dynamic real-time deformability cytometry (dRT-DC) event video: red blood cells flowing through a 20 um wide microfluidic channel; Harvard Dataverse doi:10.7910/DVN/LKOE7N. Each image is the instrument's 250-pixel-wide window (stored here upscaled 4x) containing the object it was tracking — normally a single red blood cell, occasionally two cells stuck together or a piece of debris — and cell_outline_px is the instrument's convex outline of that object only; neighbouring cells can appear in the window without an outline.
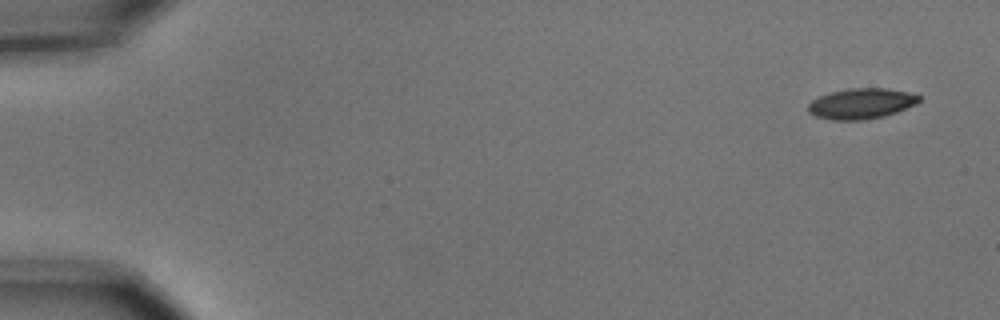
{"species": "common noctule bat (a hibernating species)", "species_latin": "Nyctalus noctula", "temperature_condition": "cold", "stored_images_in_passage": 6, "camera_frame_rate_fps": 3000, "um_per_image_px": 0.085, "animal": {"sex": "male", "body_mass_g": 15.6}, "frame": {"image": 1, "passage_image": 1, "time_ms": 0.0, "image_size_px": [1000, 320], "cell_outline_px": [[920, 100], [916, 104], [896, 112], [884, 116], [860, 120], [832, 120], [816, 116], [808, 112], [808, 104], [812, 100], [820, 96], [832, 92], [848, 88], [888, 88], [908, 92], [920, 96]], "centroid_in_image_um": [73.21, 8.8], "position_along_channel_um": 11.8, "area_um2": 19.65}}
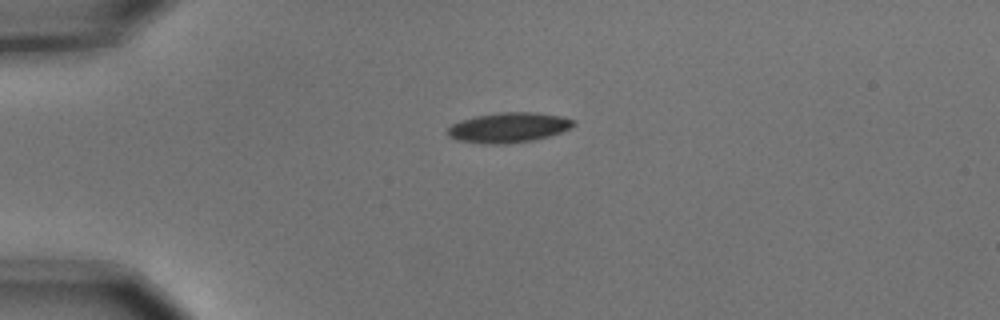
{"frame": {"image": 2, "passage_image": 4, "time_ms": 1.0, "image_size_px": [1000, 320], "cell_outline_px": [[576, 124], [572, 128], [548, 136], [532, 140], [508, 144], [480, 144], [456, 140], [448, 136], [444, 132], [452, 124], [460, 120], [476, 116], [500, 112], [536, 112], [560, 116], [576, 120]], "centroid_in_image_um": [43.2, 10.85], "position_along_channel_um": 41.8, "area_um2": 22.31}}
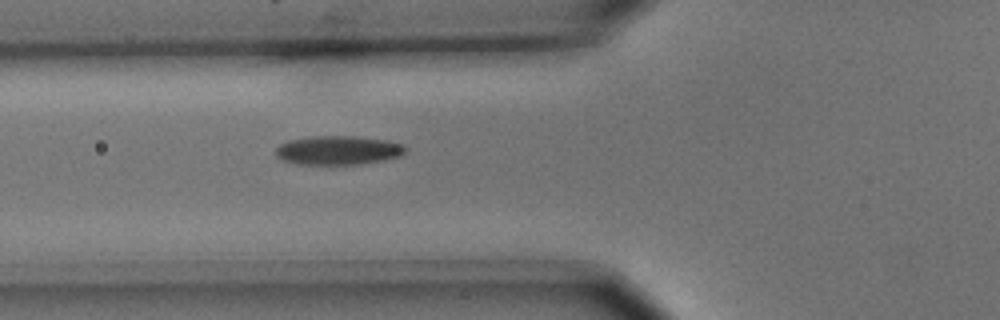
{"frame": {"image": 3, "passage_image": 6, "time_ms": 1.667, "image_size_px": [1000, 320], "cell_outline_px": [[408, 152], [400, 156], [384, 160], [360, 164], [296, 164], [280, 160], [276, 156], [276, 148], [280, 144], [288, 140], [316, 136], [356, 136], [388, 140], [404, 144], [408, 148]], "centroid_in_image_um": [28.78, 12.77], "position_along_channel_um": 97.0, "area_um2": 22.2}}